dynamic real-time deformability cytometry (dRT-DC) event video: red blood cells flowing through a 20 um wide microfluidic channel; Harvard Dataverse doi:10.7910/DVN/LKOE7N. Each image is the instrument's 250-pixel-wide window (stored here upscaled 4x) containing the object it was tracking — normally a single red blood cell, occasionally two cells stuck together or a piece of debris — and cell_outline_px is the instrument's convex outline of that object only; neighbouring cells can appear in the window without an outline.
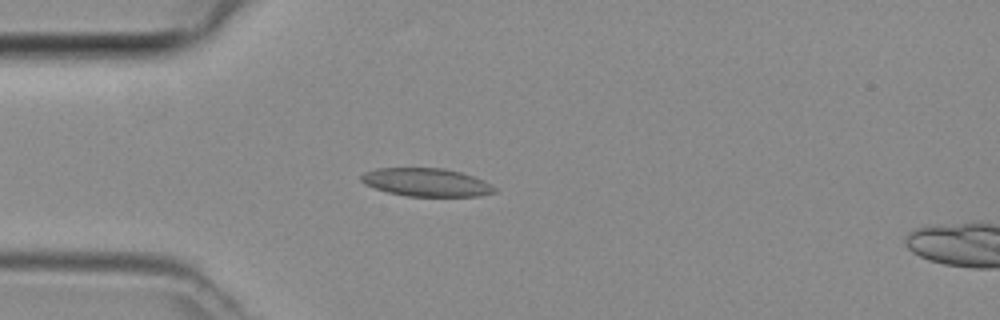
{"species": "common noctule bat (a hibernating species)", "species_latin": "Nyctalus noctula", "temperature_condition": "room temperature", "stored_images_in_passage": 3, "camera_frame_rate_fps": 3000, "um_per_image_px": 0.085, "animal": {"sex": "female", "body_mass_g": 29.2, "forearm_length_mm": 56.3}, "frame": {"image": 1, "passage_image": 3, "time_ms": 0.667, "image_size_px": [1000, 320], "cell_outline_px": [[496, 192], [480, 196], [408, 196], [388, 192], [364, 184], [360, 180], [360, 176], [364, 172], [376, 168], [444, 168], [460, 172], [484, 180], [496, 188]], "centroid_in_image_um": [36.23, 15.49], "position_along_channel_um": 48.8, "area_um2": 21.85}}